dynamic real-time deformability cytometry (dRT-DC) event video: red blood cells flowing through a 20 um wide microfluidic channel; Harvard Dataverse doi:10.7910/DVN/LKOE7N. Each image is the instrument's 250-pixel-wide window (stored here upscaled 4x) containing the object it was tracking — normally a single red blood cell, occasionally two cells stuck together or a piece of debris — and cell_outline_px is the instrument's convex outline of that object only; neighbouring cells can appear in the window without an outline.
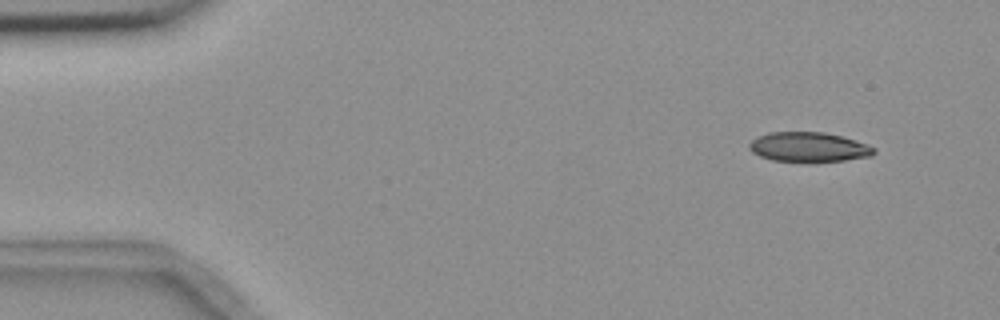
{"species": "common noctule bat (a hibernating species)", "species_latin": "Nyctalus noctula", "temperature_condition": "room temperature", "stored_images_in_passage": 5, "camera_frame_rate_fps": 3000, "um_per_image_px": 0.085, "animal": {"sex": "female", "body_mass_g": 18.4}, "frame": {"image": 1, "passage_image": 1, "time_ms": 0.0, "image_size_px": [1000, 320], "cell_outline_px": [[876, 152], [872, 156], [844, 160], [772, 160], [760, 156], [752, 152], [748, 148], [748, 144], [756, 136], [768, 132], [824, 132], [840, 136], [868, 144], [876, 148]], "centroid_in_image_um": [68.72, 12.47], "position_along_channel_um": 16.3, "area_um2": 21.21}}
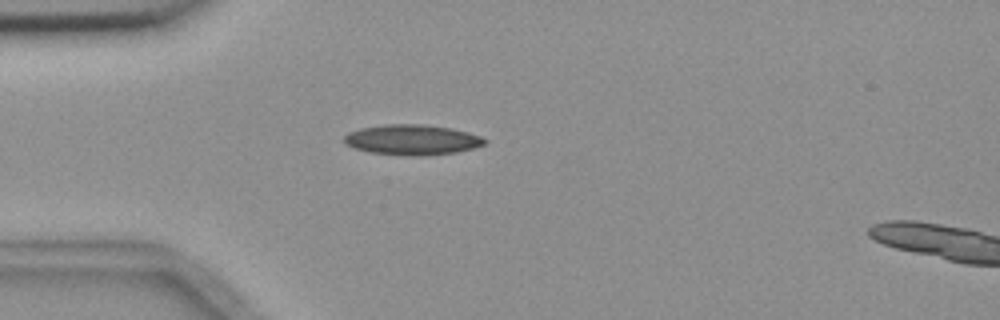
{"frame": {"image": 2, "passage_image": 4, "time_ms": 3.333, "image_size_px": [1000, 320], "cell_outline_px": [[488, 140], [484, 144], [472, 148], [456, 152], [420, 156], [416, 156], [368, 152], [344, 144], [344, 136], [348, 132], [360, 128], [384, 124], [420, 124], [452, 128], [468, 132], [480, 136]], "centroid_in_image_um": [35.01, 11.87], "position_along_channel_um": 50.0, "area_um2": 24.74}}